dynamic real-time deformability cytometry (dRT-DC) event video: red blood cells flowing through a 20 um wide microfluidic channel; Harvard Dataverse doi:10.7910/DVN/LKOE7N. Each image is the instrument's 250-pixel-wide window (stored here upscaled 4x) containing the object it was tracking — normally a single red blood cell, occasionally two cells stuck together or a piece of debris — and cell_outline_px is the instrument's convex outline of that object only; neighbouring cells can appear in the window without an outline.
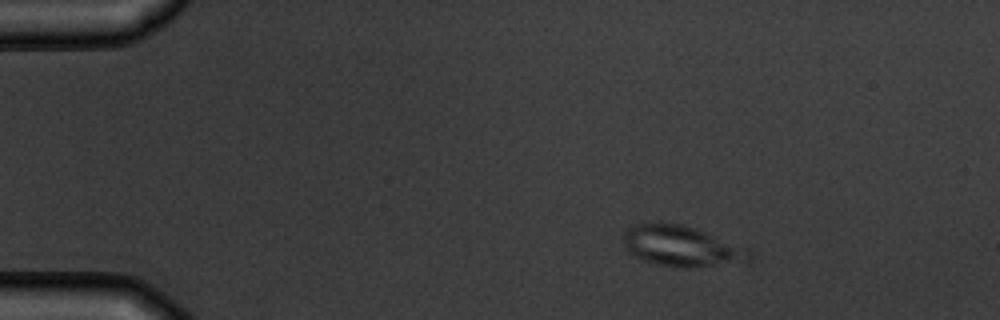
{"species": "common noctule bat (a hibernating species)", "species_latin": "Nyctalus noctula", "temperature_condition": "warm", "stored_images_in_passage": 4, "camera_frame_rate_fps": 3000, "um_per_image_px": 0.085, "animal": {"sex": "male", "body_mass_g": 19.5, "forearm_length_mm": 54.6}, "frame": {"image": 1, "passage_image": 2, "time_ms": 2.0, "image_size_px": [1000, 320], "cell_outline_px": [[752, 264], [688, 268], [676, 268], [656, 264], [640, 260], [632, 256], [624, 248], [624, 232], [632, 224], [656, 220], [684, 224], [700, 228], [744, 248], [752, 256]], "centroid_in_image_um": [57.94, 20.92], "position_along_channel_um": 27.1, "area_um2": 31.5}}